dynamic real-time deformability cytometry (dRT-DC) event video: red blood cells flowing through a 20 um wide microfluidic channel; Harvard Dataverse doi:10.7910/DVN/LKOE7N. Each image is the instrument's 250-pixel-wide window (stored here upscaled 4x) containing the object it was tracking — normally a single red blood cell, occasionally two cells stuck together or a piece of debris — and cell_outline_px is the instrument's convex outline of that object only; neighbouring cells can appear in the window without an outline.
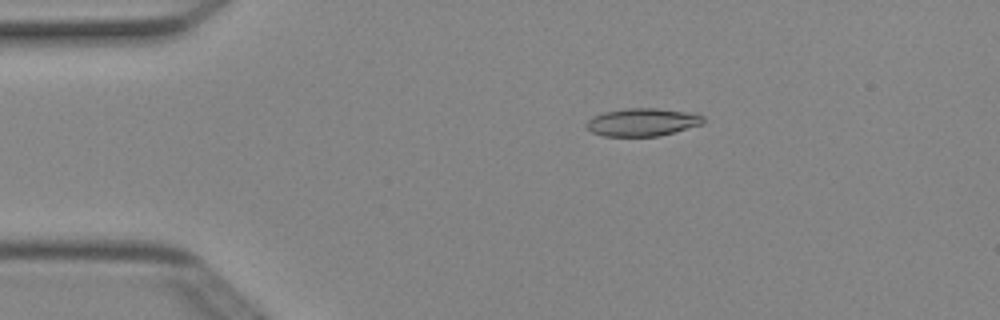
{"species": "Egyptian fruit bat (a non-hibernating species)", "species_latin": "Rousettus aegyptiacus", "temperature_condition": "cold", "stored_images_in_passage": 3, "camera_frame_rate_fps": 3000, "um_per_image_px": 0.085, "animal": {"sex": "female"}, "frame": {"image": 1, "passage_image": 2, "time_ms": 0.333, "image_size_px": [1000, 320], "cell_outline_px": [[704, 124], [660, 136], [604, 136], [592, 132], [584, 124], [592, 116], [604, 112], [628, 108], [656, 108], [688, 112], [704, 116]], "centroid_in_image_um": [54.61, 10.38], "position_along_channel_um": 30.4, "area_um2": 19.02}}